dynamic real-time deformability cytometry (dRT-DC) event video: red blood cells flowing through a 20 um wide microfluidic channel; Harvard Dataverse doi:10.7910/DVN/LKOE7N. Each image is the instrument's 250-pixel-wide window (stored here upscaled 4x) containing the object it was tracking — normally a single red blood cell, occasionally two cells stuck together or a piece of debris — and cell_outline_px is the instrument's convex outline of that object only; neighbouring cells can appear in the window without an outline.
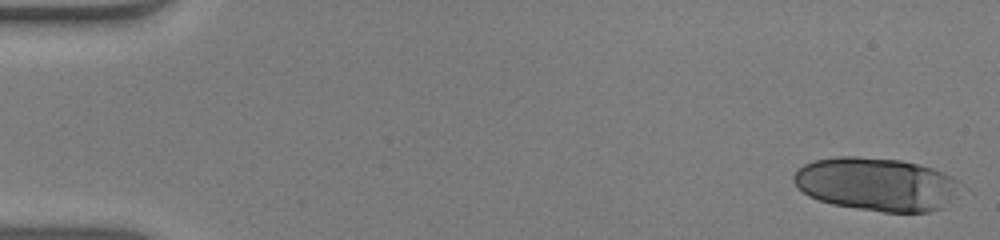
{"species": "human", "species_latin": "Homo sapiens", "temperature_condition": "warm", "stored_images_in_passage": 53, "segment_of_instrument_passage": [1, 2], "camera_frame_rate_fps": 3000, "um_per_image_px": 0.085, "donor": {"sex": "male"}, "frame": {"image": 1, "passage_image": 1, "time_ms": 0.0, "image_size_px": [1000, 240], "cell_outline_px": [[960, 188], [944, 208], [928, 212], [884, 212], [856, 208], [832, 204], [808, 196], [796, 188], [792, 180], [792, 176], [796, 168], [812, 160], [836, 156], [860, 156], [900, 160], [920, 164], [944, 172], [960, 180]], "centroid_in_image_um": [74.47, 15.64], "position_along_channel_um": 10.5, "area_um2": 52.48}}